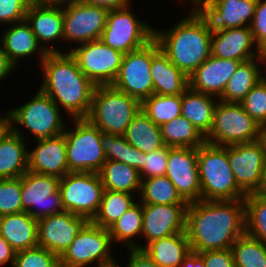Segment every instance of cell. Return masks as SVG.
Masks as SVG:
<instances>
[{
  "label": "cell",
  "instance_id": "40",
  "mask_svg": "<svg viewBox=\"0 0 266 267\" xmlns=\"http://www.w3.org/2000/svg\"><path fill=\"white\" fill-rule=\"evenodd\" d=\"M143 203H135L109 228L113 240L128 241L129 249H138V245L131 238L142 233ZM130 240V241H129Z\"/></svg>",
  "mask_w": 266,
  "mask_h": 267
},
{
  "label": "cell",
  "instance_id": "27",
  "mask_svg": "<svg viewBox=\"0 0 266 267\" xmlns=\"http://www.w3.org/2000/svg\"><path fill=\"white\" fill-rule=\"evenodd\" d=\"M21 132L11 129L0 140V179L21 177L28 171V151Z\"/></svg>",
  "mask_w": 266,
  "mask_h": 267
},
{
  "label": "cell",
  "instance_id": "15",
  "mask_svg": "<svg viewBox=\"0 0 266 267\" xmlns=\"http://www.w3.org/2000/svg\"><path fill=\"white\" fill-rule=\"evenodd\" d=\"M228 160L238 187L246 195L261 190L266 157L257 141L228 146Z\"/></svg>",
  "mask_w": 266,
  "mask_h": 267
},
{
  "label": "cell",
  "instance_id": "29",
  "mask_svg": "<svg viewBox=\"0 0 266 267\" xmlns=\"http://www.w3.org/2000/svg\"><path fill=\"white\" fill-rule=\"evenodd\" d=\"M212 96L194 91L190 87L182 94L181 116L190 121L204 137L212 128L214 109L218 103Z\"/></svg>",
  "mask_w": 266,
  "mask_h": 267
},
{
  "label": "cell",
  "instance_id": "13",
  "mask_svg": "<svg viewBox=\"0 0 266 267\" xmlns=\"http://www.w3.org/2000/svg\"><path fill=\"white\" fill-rule=\"evenodd\" d=\"M21 180L22 211L36 220L65 211L59 190L60 178L27 171ZM30 207H39L42 211Z\"/></svg>",
  "mask_w": 266,
  "mask_h": 267
},
{
  "label": "cell",
  "instance_id": "18",
  "mask_svg": "<svg viewBox=\"0 0 266 267\" xmlns=\"http://www.w3.org/2000/svg\"><path fill=\"white\" fill-rule=\"evenodd\" d=\"M87 222L68 211L43 217L38 220V246L60 257Z\"/></svg>",
  "mask_w": 266,
  "mask_h": 267
},
{
  "label": "cell",
  "instance_id": "34",
  "mask_svg": "<svg viewBox=\"0 0 266 267\" xmlns=\"http://www.w3.org/2000/svg\"><path fill=\"white\" fill-rule=\"evenodd\" d=\"M160 131L164 144L169 147L198 148L206 142L200 131L181 115L161 125Z\"/></svg>",
  "mask_w": 266,
  "mask_h": 267
},
{
  "label": "cell",
  "instance_id": "58",
  "mask_svg": "<svg viewBox=\"0 0 266 267\" xmlns=\"http://www.w3.org/2000/svg\"><path fill=\"white\" fill-rule=\"evenodd\" d=\"M259 193L266 198V173L264 176L263 186H262L261 190L259 191Z\"/></svg>",
  "mask_w": 266,
  "mask_h": 267
},
{
  "label": "cell",
  "instance_id": "46",
  "mask_svg": "<svg viewBox=\"0 0 266 267\" xmlns=\"http://www.w3.org/2000/svg\"><path fill=\"white\" fill-rule=\"evenodd\" d=\"M32 0H0V22L20 23L25 20Z\"/></svg>",
  "mask_w": 266,
  "mask_h": 267
},
{
  "label": "cell",
  "instance_id": "26",
  "mask_svg": "<svg viewBox=\"0 0 266 267\" xmlns=\"http://www.w3.org/2000/svg\"><path fill=\"white\" fill-rule=\"evenodd\" d=\"M52 4H38L32 2L27 10L25 20L38 42H50L63 39V10Z\"/></svg>",
  "mask_w": 266,
  "mask_h": 267
},
{
  "label": "cell",
  "instance_id": "56",
  "mask_svg": "<svg viewBox=\"0 0 266 267\" xmlns=\"http://www.w3.org/2000/svg\"><path fill=\"white\" fill-rule=\"evenodd\" d=\"M257 142L260 144L266 157V123L259 125Z\"/></svg>",
  "mask_w": 266,
  "mask_h": 267
},
{
  "label": "cell",
  "instance_id": "49",
  "mask_svg": "<svg viewBox=\"0 0 266 267\" xmlns=\"http://www.w3.org/2000/svg\"><path fill=\"white\" fill-rule=\"evenodd\" d=\"M130 260L127 267H160L143 250L130 249ZM116 267H120L116 265Z\"/></svg>",
  "mask_w": 266,
  "mask_h": 267
},
{
  "label": "cell",
  "instance_id": "21",
  "mask_svg": "<svg viewBox=\"0 0 266 267\" xmlns=\"http://www.w3.org/2000/svg\"><path fill=\"white\" fill-rule=\"evenodd\" d=\"M255 41L248 25L241 28L213 29L211 36V55L220 59L241 62L260 57V51H251Z\"/></svg>",
  "mask_w": 266,
  "mask_h": 267
},
{
  "label": "cell",
  "instance_id": "23",
  "mask_svg": "<svg viewBox=\"0 0 266 267\" xmlns=\"http://www.w3.org/2000/svg\"><path fill=\"white\" fill-rule=\"evenodd\" d=\"M37 141L38 146L28 152V171L58 178L69 173L64 134Z\"/></svg>",
  "mask_w": 266,
  "mask_h": 267
},
{
  "label": "cell",
  "instance_id": "7",
  "mask_svg": "<svg viewBox=\"0 0 266 267\" xmlns=\"http://www.w3.org/2000/svg\"><path fill=\"white\" fill-rule=\"evenodd\" d=\"M74 130L65 127L66 157L69 172L99 173L107 160L100 141V130L86 118L75 119Z\"/></svg>",
  "mask_w": 266,
  "mask_h": 267
},
{
  "label": "cell",
  "instance_id": "47",
  "mask_svg": "<svg viewBox=\"0 0 266 267\" xmlns=\"http://www.w3.org/2000/svg\"><path fill=\"white\" fill-rule=\"evenodd\" d=\"M250 28L257 45L256 51H261L266 47V0H258Z\"/></svg>",
  "mask_w": 266,
  "mask_h": 267
},
{
  "label": "cell",
  "instance_id": "59",
  "mask_svg": "<svg viewBox=\"0 0 266 267\" xmlns=\"http://www.w3.org/2000/svg\"><path fill=\"white\" fill-rule=\"evenodd\" d=\"M260 56H261L262 62L265 61V63H266V47L263 48V49L260 51Z\"/></svg>",
  "mask_w": 266,
  "mask_h": 267
},
{
  "label": "cell",
  "instance_id": "60",
  "mask_svg": "<svg viewBox=\"0 0 266 267\" xmlns=\"http://www.w3.org/2000/svg\"><path fill=\"white\" fill-rule=\"evenodd\" d=\"M201 1H202V0H193L195 6H196L197 4H199Z\"/></svg>",
  "mask_w": 266,
  "mask_h": 267
},
{
  "label": "cell",
  "instance_id": "30",
  "mask_svg": "<svg viewBox=\"0 0 266 267\" xmlns=\"http://www.w3.org/2000/svg\"><path fill=\"white\" fill-rule=\"evenodd\" d=\"M123 136L129 144L146 154L165 146L160 126L153 123L142 110L133 118Z\"/></svg>",
  "mask_w": 266,
  "mask_h": 267
},
{
  "label": "cell",
  "instance_id": "14",
  "mask_svg": "<svg viewBox=\"0 0 266 267\" xmlns=\"http://www.w3.org/2000/svg\"><path fill=\"white\" fill-rule=\"evenodd\" d=\"M151 64L152 41L124 54L119 74L112 85L142 103L153 94Z\"/></svg>",
  "mask_w": 266,
  "mask_h": 267
},
{
  "label": "cell",
  "instance_id": "36",
  "mask_svg": "<svg viewBox=\"0 0 266 267\" xmlns=\"http://www.w3.org/2000/svg\"><path fill=\"white\" fill-rule=\"evenodd\" d=\"M141 203L148 204H188L178 193L175 185L165 176L141 180Z\"/></svg>",
  "mask_w": 266,
  "mask_h": 267
},
{
  "label": "cell",
  "instance_id": "42",
  "mask_svg": "<svg viewBox=\"0 0 266 267\" xmlns=\"http://www.w3.org/2000/svg\"><path fill=\"white\" fill-rule=\"evenodd\" d=\"M13 267H60V258L51 251L36 246L16 252Z\"/></svg>",
  "mask_w": 266,
  "mask_h": 267
},
{
  "label": "cell",
  "instance_id": "9",
  "mask_svg": "<svg viewBox=\"0 0 266 267\" xmlns=\"http://www.w3.org/2000/svg\"><path fill=\"white\" fill-rule=\"evenodd\" d=\"M59 190L65 211L91 221L98 212L104 186L99 173L69 172L60 178Z\"/></svg>",
  "mask_w": 266,
  "mask_h": 267
},
{
  "label": "cell",
  "instance_id": "52",
  "mask_svg": "<svg viewBox=\"0 0 266 267\" xmlns=\"http://www.w3.org/2000/svg\"><path fill=\"white\" fill-rule=\"evenodd\" d=\"M16 252L7 243V241L0 235V266L6 264L7 262L14 264Z\"/></svg>",
  "mask_w": 266,
  "mask_h": 267
},
{
  "label": "cell",
  "instance_id": "50",
  "mask_svg": "<svg viewBox=\"0 0 266 267\" xmlns=\"http://www.w3.org/2000/svg\"><path fill=\"white\" fill-rule=\"evenodd\" d=\"M73 3L99 6L110 10H117L129 6V0H72Z\"/></svg>",
  "mask_w": 266,
  "mask_h": 267
},
{
  "label": "cell",
  "instance_id": "48",
  "mask_svg": "<svg viewBox=\"0 0 266 267\" xmlns=\"http://www.w3.org/2000/svg\"><path fill=\"white\" fill-rule=\"evenodd\" d=\"M205 267H235L231 248L225 250H213L200 252Z\"/></svg>",
  "mask_w": 266,
  "mask_h": 267
},
{
  "label": "cell",
  "instance_id": "5",
  "mask_svg": "<svg viewBox=\"0 0 266 267\" xmlns=\"http://www.w3.org/2000/svg\"><path fill=\"white\" fill-rule=\"evenodd\" d=\"M141 102L113 85L96 86L86 119L101 132L124 135L133 118L140 112Z\"/></svg>",
  "mask_w": 266,
  "mask_h": 267
},
{
  "label": "cell",
  "instance_id": "43",
  "mask_svg": "<svg viewBox=\"0 0 266 267\" xmlns=\"http://www.w3.org/2000/svg\"><path fill=\"white\" fill-rule=\"evenodd\" d=\"M240 104L258 125L266 123V77L251 89Z\"/></svg>",
  "mask_w": 266,
  "mask_h": 267
},
{
  "label": "cell",
  "instance_id": "22",
  "mask_svg": "<svg viewBox=\"0 0 266 267\" xmlns=\"http://www.w3.org/2000/svg\"><path fill=\"white\" fill-rule=\"evenodd\" d=\"M240 63L238 60L220 59L210 55L190 75L189 87L194 91L220 97Z\"/></svg>",
  "mask_w": 266,
  "mask_h": 267
},
{
  "label": "cell",
  "instance_id": "4",
  "mask_svg": "<svg viewBox=\"0 0 266 267\" xmlns=\"http://www.w3.org/2000/svg\"><path fill=\"white\" fill-rule=\"evenodd\" d=\"M201 200L244 199L228 160V146L204 143L197 148Z\"/></svg>",
  "mask_w": 266,
  "mask_h": 267
},
{
  "label": "cell",
  "instance_id": "32",
  "mask_svg": "<svg viewBox=\"0 0 266 267\" xmlns=\"http://www.w3.org/2000/svg\"><path fill=\"white\" fill-rule=\"evenodd\" d=\"M5 31L2 36V48L9 60L16 66L19 58L31 56L37 52L39 43L26 20Z\"/></svg>",
  "mask_w": 266,
  "mask_h": 267
},
{
  "label": "cell",
  "instance_id": "12",
  "mask_svg": "<svg viewBox=\"0 0 266 267\" xmlns=\"http://www.w3.org/2000/svg\"><path fill=\"white\" fill-rule=\"evenodd\" d=\"M69 53L95 86L112 85L115 82L124 56L100 39L81 44Z\"/></svg>",
  "mask_w": 266,
  "mask_h": 267
},
{
  "label": "cell",
  "instance_id": "20",
  "mask_svg": "<svg viewBox=\"0 0 266 267\" xmlns=\"http://www.w3.org/2000/svg\"><path fill=\"white\" fill-rule=\"evenodd\" d=\"M258 0H202L196 7L212 29L250 26ZM200 6V7H199ZM250 19V20H249Z\"/></svg>",
  "mask_w": 266,
  "mask_h": 267
},
{
  "label": "cell",
  "instance_id": "41",
  "mask_svg": "<svg viewBox=\"0 0 266 267\" xmlns=\"http://www.w3.org/2000/svg\"><path fill=\"white\" fill-rule=\"evenodd\" d=\"M21 177L0 179V216L22 212Z\"/></svg>",
  "mask_w": 266,
  "mask_h": 267
},
{
  "label": "cell",
  "instance_id": "51",
  "mask_svg": "<svg viewBox=\"0 0 266 267\" xmlns=\"http://www.w3.org/2000/svg\"><path fill=\"white\" fill-rule=\"evenodd\" d=\"M127 165L137 169L143 167V152L128 143Z\"/></svg>",
  "mask_w": 266,
  "mask_h": 267
},
{
  "label": "cell",
  "instance_id": "55",
  "mask_svg": "<svg viewBox=\"0 0 266 267\" xmlns=\"http://www.w3.org/2000/svg\"><path fill=\"white\" fill-rule=\"evenodd\" d=\"M11 129L10 124V115L9 112L5 115L0 117V140L5 136V134Z\"/></svg>",
  "mask_w": 266,
  "mask_h": 267
},
{
  "label": "cell",
  "instance_id": "10",
  "mask_svg": "<svg viewBox=\"0 0 266 267\" xmlns=\"http://www.w3.org/2000/svg\"><path fill=\"white\" fill-rule=\"evenodd\" d=\"M8 112L10 124H22L34 134L36 140L53 138L65 131L59 105L40 89L31 101Z\"/></svg>",
  "mask_w": 266,
  "mask_h": 267
},
{
  "label": "cell",
  "instance_id": "24",
  "mask_svg": "<svg viewBox=\"0 0 266 267\" xmlns=\"http://www.w3.org/2000/svg\"><path fill=\"white\" fill-rule=\"evenodd\" d=\"M151 76L153 94L182 95L189 87V78L160 50L155 39L152 40Z\"/></svg>",
  "mask_w": 266,
  "mask_h": 267
},
{
  "label": "cell",
  "instance_id": "57",
  "mask_svg": "<svg viewBox=\"0 0 266 267\" xmlns=\"http://www.w3.org/2000/svg\"><path fill=\"white\" fill-rule=\"evenodd\" d=\"M71 3L72 0H32V2L34 3H38V4H52V5H62V3H66V2Z\"/></svg>",
  "mask_w": 266,
  "mask_h": 267
},
{
  "label": "cell",
  "instance_id": "3",
  "mask_svg": "<svg viewBox=\"0 0 266 267\" xmlns=\"http://www.w3.org/2000/svg\"><path fill=\"white\" fill-rule=\"evenodd\" d=\"M211 28L207 18L195 6L190 14L168 32L154 31L169 60L188 78L211 55Z\"/></svg>",
  "mask_w": 266,
  "mask_h": 267
},
{
  "label": "cell",
  "instance_id": "28",
  "mask_svg": "<svg viewBox=\"0 0 266 267\" xmlns=\"http://www.w3.org/2000/svg\"><path fill=\"white\" fill-rule=\"evenodd\" d=\"M160 267H181L184 258L191 251L186 232L176 233L138 246Z\"/></svg>",
  "mask_w": 266,
  "mask_h": 267
},
{
  "label": "cell",
  "instance_id": "54",
  "mask_svg": "<svg viewBox=\"0 0 266 267\" xmlns=\"http://www.w3.org/2000/svg\"><path fill=\"white\" fill-rule=\"evenodd\" d=\"M15 65L9 60L8 55L4 52L2 45L0 46V80L11 73Z\"/></svg>",
  "mask_w": 266,
  "mask_h": 267
},
{
  "label": "cell",
  "instance_id": "16",
  "mask_svg": "<svg viewBox=\"0 0 266 267\" xmlns=\"http://www.w3.org/2000/svg\"><path fill=\"white\" fill-rule=\"evenodd\" d=\"M108 12L99 6L68 3L63 9V39L81 44L100 39Z\"/></svg>",
  "mask_w": 266,
  "mask_h": 267
},
{
  "label": "cell",
  "instance_id": "2",
  "mask_svg": "<svg viewBox=\"0 0 266 267\" xmlns=\"http://www.w3.org/2000/svg\"><path fill=\"white\" fill-rule=\"evenodd\" d=\"M51 48L38 51H41L39 58L44 72L40 90L56 105L58 101L73 119L86 118L96 86L83 74L69 52L63 54Z\"/></svg>",
  "mask_w": 266,
  "mask_h": 267
},
{
  "label": "cell",
  "instance_id": "39",
  "mask_svg": "<svg viewBox=\"0 0 266 267\" xmlns=\"http://www.w3.org/2000/svg\"><path fill=\"white\" fill-rule=\"evenodd\" d=\"M245 233L266 245V198L259 192L246 195Z\"/></svg>",
  "mask_w": 266,
  "mask_h": 267
},
{
  "label": "cell",
  "instance_id": "31",
  "mask_svg": "<svg viewBox=\"0 0 266 267\" xmlns=\"http://www.w3.org/2000/svg\"><path fill=\"white\" fill-rule=\"evenodd\" d=\"M255 59L262 61L260 56L239 64L220 96L221 101L240 103L251 89L264 78L260 74L261 70L256 65Z\"/></svg>",
  "mask_w": 266,
  "mask_h": 267
},
{
  "label": "cell",
  "instance_id": "33",
  "mask_svg": "<svg viewBox=\"0 0 266 267\" xmlns=\"http://www.w3.org/2000/svg\"><path fill=\"white\" fill-rule=\"evenodd\" d=\"M104 190L131 194L141 188L139 171L130 165L114 160H106L99 172Z\"/></svg>",
  "mask_w": 266,
  "mask_h": 267
},
{
  "label": "cell",
  "instance_id": "38",
  "mask_svg": "<svg viewBox=\"0 0 266 267\" xmlns=\"http://www.w3.org/2000/svg\"><path fill=\"white\" fill-rule=\"evenodd\" d=\"M235 267H266V245L244 233L231 246Z\"/></svg>",
  "mask_w": 266,
  "mask_h": 267
},
{
  "label": "cell",
  "instance_id": "35",
  "mask_svg": "<svg viewBox=\"0 0 266 267\" xmlns=\"http://www.w3.org/2000/svg\"><path fill=\"white\" fill-rule=\"evenodd\" d=\"M129 193L104 190L97 214L91 222L104 229H109L136 202Z\"/></svg>",
  "mask_w": 266,
  "mask_h": 267
},
{
  "label": "cell",
  "instance_id": "8",
  "mask_svg": "<svg viewBox=\"0 0 266 267\" xmlns=\"http://www.w3.org/2000/svg\"><path fill=\"white\" fill-rule=\"evenodd\" d=\"M109 229L88 221L60 258V267H84L95 261L97 267H115L109 252L112 245Z\"/></svg>",
  "mask_w": 266,
  "mask_h": 267
},
{
  "label": "cell",
  "instance_id": "19",
  "mask_svg": "<svg viewBox=\"0 0 266 267\" xmlns=\"http://www.w3.org/2000/svg\"><path fill=\"white\" fill-rule=\"evenodd\" d=\"M187 206L143 203L142 234L147 242L186 232Z\"/></svg>",
  "mask_w": 266,
  "mask_h": 267
},
{
  "label": "cell",
  "instance_id": "44",
  "mask_svg": "<svg viewBox=\"0 0 266 267\" xmlns=\"http://www.w3.org/2000/svg\"><path fill=\"white\" fill-rule=\"evenodd\" d=\"M169 157V146H164L153 152H143V167L139 170L141 180L165 176ZM146 176V177H143Z\"/></svg>",
  "mask_w": 266,
  "mask_h": 267
},
{
  "label": "cell",
  "instance_id": "25",
  "mask_svg": "<svg viewBox=\"0 0 266 267\" xmlns=\"http://www.w3.org/2000/svg\"><path fill=\"white\" fill-rule=\"evenodd\" d=\"M0 235L15 252L38 246V220L27 212L1 216Z\"/></svg>",
  "mask_w": 266,
  "mask_h": 267
},
{
  "label": "cell",
  "instance_id": "37",
  "mask_svg": "<svg viewBox=\"0 0 266 267\" xmlns=\"http://www.w3.org/2000/svg\"><path fill=\"white\" fill-rule=\"evenodd\" d=\"M141 110L157 126L170 122L182 112V95L152 94L141 103Z\"/></svg>",
  "mask_w": 266,
  "mask_h": 267
},
{
  "label": "cell",
  "instance_id": "45",
  "mask_svg": "<svg viewBox=\"0 0 266 267\" xmlns=\"http://www.w3.org/2000/svg\"><path fill=\"white\" fill-rule=\"evenodd\" d=\"M100 141L107 160L127 164L128 142L123 135L107 134L100 131Z\"/></svg>",
  "mask_w": 266,
  "mask_h": 267
},
{
  "label": "cell",
  "instance_id": "17",
  "mask_svg": "<svg viewBox=\"0 0 266 267\" xmlns=\"http://www.w3.org/2000/svg\"><path fill=\"white\" fill-rule=\"evenodd\" d=\"M166 176L187 203L201 200L197 148L169 147Z\"/></svg>",
  "mask_w": 266,
  "mask_h": 267
},
{
  "label": "cell",
  "instance_id": "11",
  "mask_svg": "<svg viewBox=\"0 0 266 267\" xmlns=\"http://www.w3.org/2000/svg\"><path fill=\"white\" fill-rule=\"evenodd\" d=\"M129 6L110 10L100 40L123 54L142 48L154 39V29L134 17Z\"/></svg>",
  "mask_w": 266,
  "mask_h": 267
},
{
  "label": "cell",
  "instance_id": "6",
  "mask_svg": "<svg viewBox=\"0 0 266 267\" xmlns=\"http://www.w3.org/2000/svg\"><path fill=\"white\" fill-rule=\"evenodd\" d=\"M258 130L259 125L240 103L218 101L213 125L205 141L216 146L250 143L257 141Z\"/></svg>",
  "mask_w": 266,
  "mask_h": 267
},
{
  "label": "cell",
  "instance_id": "53",
  "mask_svg": "<svg viewBox=\"0 0 266 267\" xmlns=\"http://www.w3.org/2000/svg\"><path fill=\"white\" fill-rule=\"evenodd\" d=\"M181 267H205V263L199 253L191 250L182 261Z\"/></svg>",
  "mask_w": 266,
  "mask_h": 267
},
{
  "label": "cell",
  "instance_id": "1",
  "mask_svg": "<svg viewBox=\"0 0 266 267\" xmlns=\"http://www.w3.org/2000/svg\"><path fill=\"white\" fill-rule=\"evenodd\" d=\"M244 233L243 199L188 203L186 234L192 251L229 249Z\"/></svg>",
  "mask_w": 266,
  "mask_h": 267
}]
</instances>
